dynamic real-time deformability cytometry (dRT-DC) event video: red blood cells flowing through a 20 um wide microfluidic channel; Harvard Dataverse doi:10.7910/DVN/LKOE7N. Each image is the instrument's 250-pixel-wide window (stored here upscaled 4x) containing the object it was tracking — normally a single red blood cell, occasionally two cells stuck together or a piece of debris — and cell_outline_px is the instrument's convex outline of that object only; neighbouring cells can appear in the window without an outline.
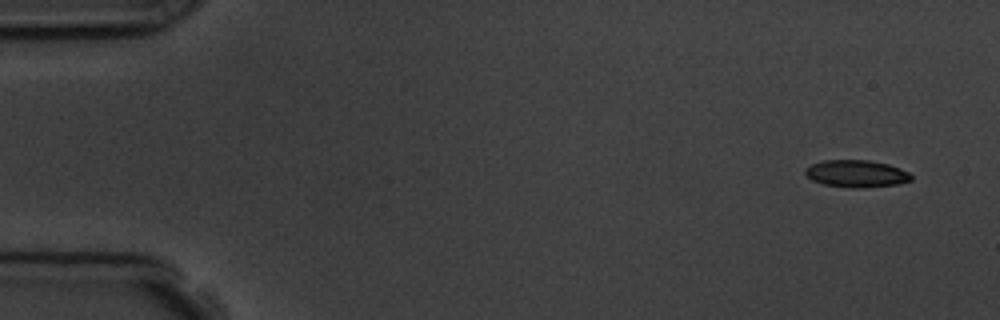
{"species": "common noctule bat (a hibernating species)", "species_latin": "Nyctalus noctula", "temperature_condition": "room temperature", "stored_images_in_passage": 3, "camera_frame_rate_fps": 3000, "um_per_image_px": 0.085, "animal": {"sex": "male", "body_mass_g": 19.5, "forearm_length_mm": 54.6}, "frame": {"image": 1, "passage_image": 1, "time_ms": 0.0, "image_size_px": [1000, 320], "cell_outline_px": [[912, 180], [896, 184], [864, 188], [848, 188], [824, 184], [812, 180], [804, 172], [804, 168], [812, 164], [824, 160], [868, 160], [888, 164], [900, 168], [908, 172], [912, 176]], "centroid_in_image_um": [72.78, 14.76], "position_along_channel_um": 12.2, "area_um2": 16.82}}